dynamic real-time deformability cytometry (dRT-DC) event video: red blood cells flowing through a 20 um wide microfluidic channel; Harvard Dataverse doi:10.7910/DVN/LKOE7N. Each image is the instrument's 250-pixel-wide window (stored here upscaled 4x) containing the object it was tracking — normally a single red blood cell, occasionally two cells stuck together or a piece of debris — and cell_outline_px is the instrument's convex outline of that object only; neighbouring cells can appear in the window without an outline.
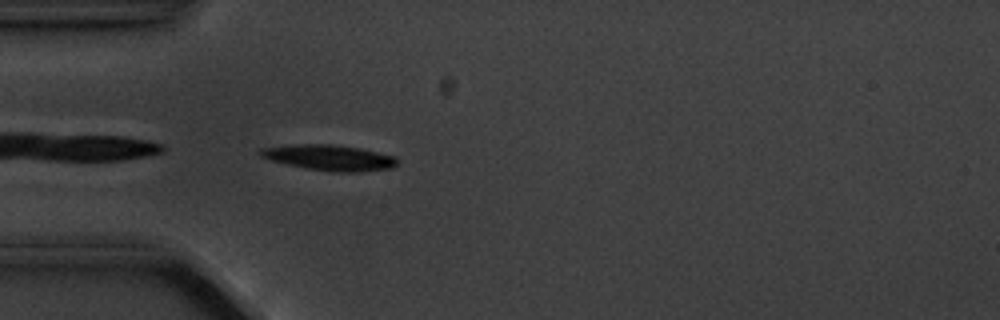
{"species": "common noctule bat (a hibernating species)", "species_latin": "Nyctalus noctula", "temperature_condition": "cold", "stored_images_in_passage": 4, "camera_frame_rate_fps": 3000, "um_per_image_px": 0.085, "animal": {"sex": "male", "body_mass_g": 20.1, "forearm_length_mm": 53.5}, "frame": {"image": 1, "passage_image": 4, "time_ms": 4.333, "image_size_px": [1000, 320], "cell_outline_px": [[396, 164], [392, 168], [356, 172], [340, 172], [304, 168], [272, 160], [260, 156], [260, 148], [292, 144], [332, 144], [360, 148], [396, 156]], "centroid_in_image_um": [28.0, 13.39], "position_along_channel_um": 57.0, "area_um2": 20.29}}